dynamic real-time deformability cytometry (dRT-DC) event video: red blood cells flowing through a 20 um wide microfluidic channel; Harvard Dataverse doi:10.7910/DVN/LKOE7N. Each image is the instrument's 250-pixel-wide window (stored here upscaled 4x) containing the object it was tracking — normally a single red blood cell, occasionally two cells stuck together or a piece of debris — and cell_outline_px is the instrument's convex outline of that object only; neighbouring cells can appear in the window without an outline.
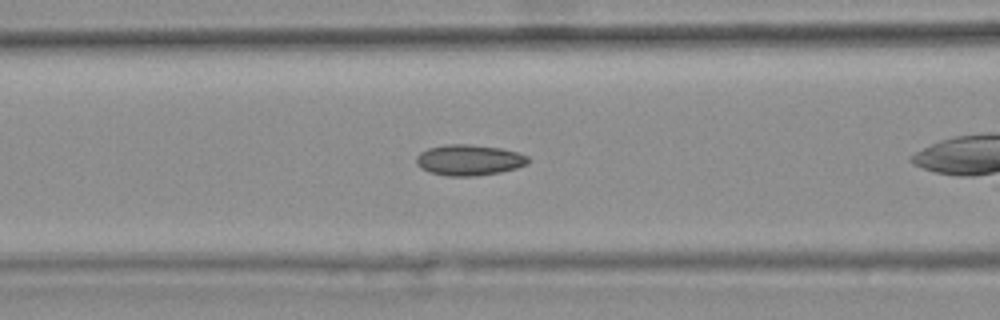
{"species": "common noctule bat (a hibernating species)", "species_latin": "Nyctalus noctula", "temperature_condition": "warm", "stored_images_in_passage": 26, "camera_frame_rate_fps": 3000, "um_per_image_px": 0.085, "animal": {"sex": "female", "body_mass_g": 25.1}, "frame": {"image": 1, "passage_image": 15, "time_ms": 4.667, "image_size_px": [1000, 320], "cell_outline_px": [[532, 160], [528, 164], [516, 168], [500, 172], [476, 176], [448, 176], [428, 172], [420, 168], [416, 164], [416, 156], [420, 152], [428, 148], [448, 144], [468, 144], [500, 148], [520, 152], [528, 156]], "centroid_in_image_um": [39.89, 13.6], "position_along_channel_um": 126.7, "area_um2": 20.35}}